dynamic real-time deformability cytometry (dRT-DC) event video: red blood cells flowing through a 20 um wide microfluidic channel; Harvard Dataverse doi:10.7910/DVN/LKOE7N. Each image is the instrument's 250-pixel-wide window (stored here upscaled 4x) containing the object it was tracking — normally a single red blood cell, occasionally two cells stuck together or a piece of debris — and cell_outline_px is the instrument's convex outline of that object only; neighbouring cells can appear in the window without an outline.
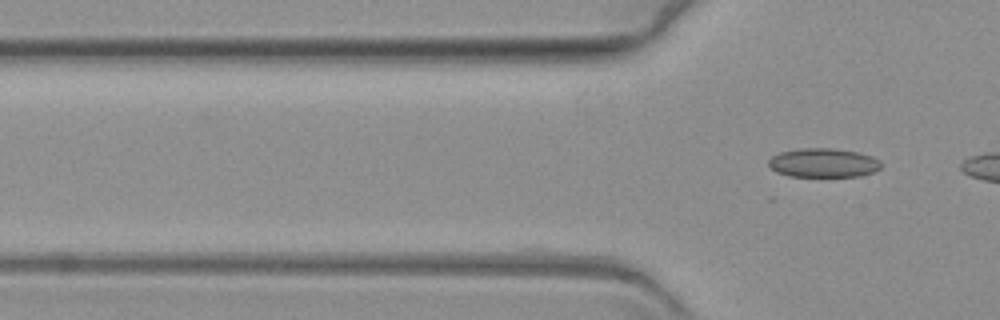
{"species": "common noctule bat (a hibernating species)", "species_latin": "Nyctalus noctula", "temperature_condition": "warm", "stored_images_in_passage": 2, "camera_frame_rate_fps": 3000, "um_per_image_px": 0.085, "animal": {"sex": "female", "body_mass_g": 19.3, "forearm_length_mm": 54.1}, "frame": {"image": 1, "passage_image": 2, "time_ms": 0.333, "image_size_px": [1000, 320], "cell_outline_px": [[880, 168], [872, 172], [860, 176], [788, 176], [776, 172], [768, 164], [768, 160], [772, 156], [780, 152], [800, 148], [832, 148], [860, 152], [872, 156], [880, 160]], "centroid_in_image_um": [69.98, 13.83], "position_along_channel_um": 55.8, "area_um2": 19.07}}